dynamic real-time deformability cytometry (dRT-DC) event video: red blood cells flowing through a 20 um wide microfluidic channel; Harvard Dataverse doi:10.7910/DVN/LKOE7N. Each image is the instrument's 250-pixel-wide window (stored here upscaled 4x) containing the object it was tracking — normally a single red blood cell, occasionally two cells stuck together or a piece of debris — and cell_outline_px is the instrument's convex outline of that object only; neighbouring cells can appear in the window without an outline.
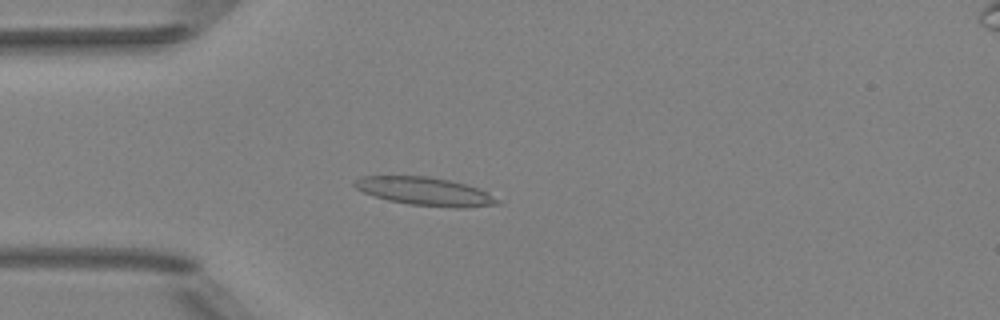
{"species": "Egyptian fruit bat (a non-hibernating species)", "species_latin": "Rousettus aegyptiacus", "temperature_condition": "room temperature", "stored_images_in_passage": 51, "camera_frame_rate_fps": 3000, "um_per_image_px": 0.085, "animal": {"sex": "female"}, "frame": {"image": 1, "passage_image": 14, "time_ms": 4.333, "image_size_px": [1000, 320], "cell_outline_px": [[504, 200], [500, 204], [464, 208], [456, 208], [408, 204], [388, 200], [364, 192], [356, 188], [352, 184], [356, 180], [364, 176], [428, 176], [448, 180], [464, 184], [476, 188]], "centroid_in_image_um": [36.17, 16.28], "position_along_channel_um": 48.8, "area_um2": 23.35}}
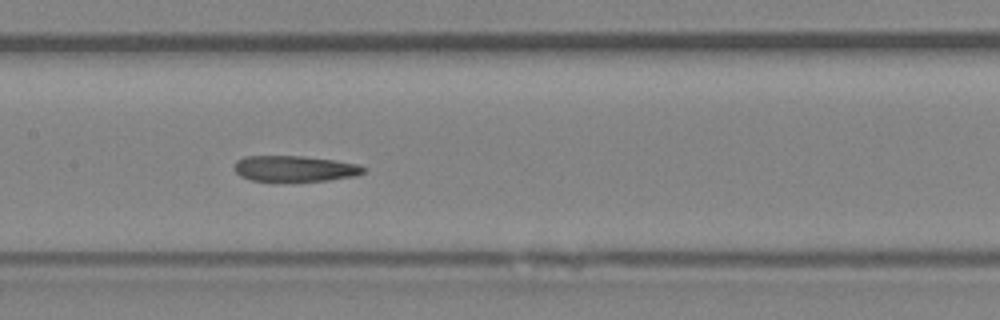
{"frame": {"image": 2, "passage_image": 25, "time_ms": 8.0, "image_size_px": [1000, 320], "cell_outline_px": [[368, 168], [364, 172], [356, 176], [328, 180], [272, 184], [252, 180], [240, 176], [236, 172], [236, 160], [244, 156], [304, 156], [336, 160], [356, 164]], "centroid_in_image_um": [25.04, 14.37], "position_along_channel_um": 182.4, "area_um2": 20.29}}
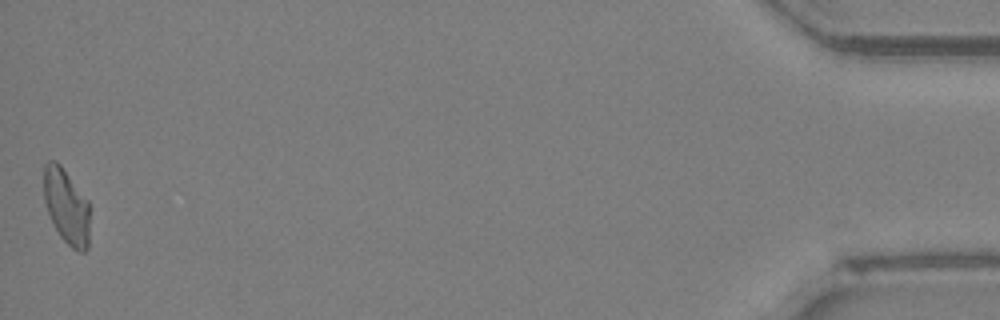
{"frame": {"image": 3, "passage_image": 51, "time_ms": 16.667, "image_size_px": [1000, 320], "cell_outline_px": [[88, 248], [84, 252], [80, 252], [72, 248], [60, 236], [48, 212], [44, 200], [44, 164], [48, 160], [56, 160], [60, 164], [88, 200]], "centroid_in_image_um": [5.63, 17.52], "position_along_channel_um": 429.6, "area_um2": 19.88}, "authors_computed_cell_mechanics": {"area_um2": 20.519, "velocity_mm_per_s": 3.9852, "shape_relaxation_time_tau1_ms": null, "shape_relaxation_time_tau2_ms": 3.6649, "deformation_change_tau1": null, "deformation_change_tau2": 0.1133}}